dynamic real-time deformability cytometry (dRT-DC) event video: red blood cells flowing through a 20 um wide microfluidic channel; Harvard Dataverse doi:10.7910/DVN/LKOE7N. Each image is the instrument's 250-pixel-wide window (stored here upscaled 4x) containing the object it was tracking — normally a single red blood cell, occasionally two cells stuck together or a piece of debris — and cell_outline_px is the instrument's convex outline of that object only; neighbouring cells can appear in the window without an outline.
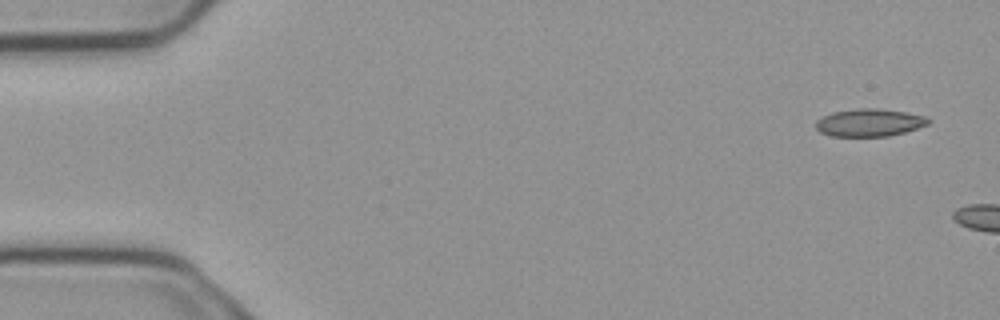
{"species": "common noctule bat (a hibernating species)", "species_latin": "Nyctalus noctula", "temperature_condition": "cold", "stored_images_in_passage": 3, "camera_frame_rate_fps": 3000, "um_per_image_px": 0.085, "animal": {"sex": "male", "body_mass_g": 23.1, "forearm_length_mm": 52.7}, "frame": {"image": 1, "passage_image": 1, "time_ms": 0.0, "image_size_px": [1000, 320], "cell_outline_px": [[932, 120], [928, 124], [904, 132], [888, 136], [832, 136], [820, 132], [816, 128], [816, 120], [832, 112], [856, 108], [876, 108], [904, 112], [928, 116]], "centroid_in_image_um": [73.91, 10.41], "position_along_channel_um": 11.1, "area_um2": 18.09}}